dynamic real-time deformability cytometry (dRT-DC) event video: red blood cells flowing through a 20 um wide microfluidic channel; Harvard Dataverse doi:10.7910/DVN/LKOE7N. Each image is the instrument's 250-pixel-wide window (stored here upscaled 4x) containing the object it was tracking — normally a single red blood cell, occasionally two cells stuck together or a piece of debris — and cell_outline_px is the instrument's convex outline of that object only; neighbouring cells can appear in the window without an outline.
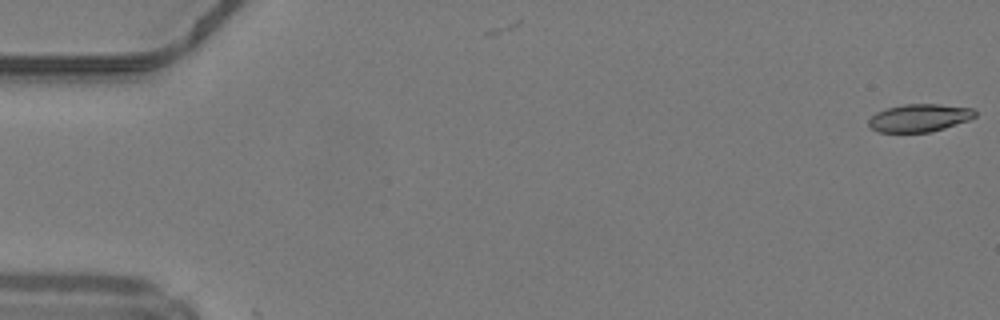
{"species": "common noctule bat (a hibernating species)", "species_latin": "Nyctalus noctula", "temperature_condition": "warm", "stored_images_in_passage": 2, "camera_frame_rate_fps": 3000, "um_per_image_px": 0.085, "animal": {"sex": "male", "body_mass_g": 19.2, "forearm_length_mm": 51.8}, "frame": {"image": 1, "passage_image": 1, "time_ms": 0.0, "image_size_px": [1000, 320], "cell_outline_px": [[976, 116], [968, 120], [932, 132], [876, 132], [868, 124], [868, 120], [876, 112], [884, 108], [904, 104], [940, 104], [972, 108], [976, 112]], "centroid_in_image_um": [78.12, 10.01], "position_along_channel_um": 6.9, "area_um2": 17.28}}